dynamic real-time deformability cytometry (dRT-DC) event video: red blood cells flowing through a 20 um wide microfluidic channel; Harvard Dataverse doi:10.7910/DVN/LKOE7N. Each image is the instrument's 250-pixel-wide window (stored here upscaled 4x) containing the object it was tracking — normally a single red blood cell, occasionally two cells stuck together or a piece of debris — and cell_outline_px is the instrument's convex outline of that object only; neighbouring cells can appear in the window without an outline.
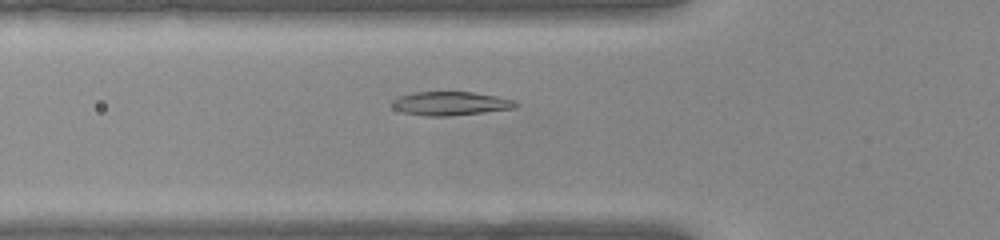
{"species": "common noctule bat (a hibernating species)", "species_latin": "Nyctalus noctula", "temperature_condition": "warm", "stored_images_in_passage": 47, "camera_frame_rate_fps": 3000, "um_per_image_px": 0.085, "animal": {"sex": "female", "body_mass_g": 22.0, "forearm_length_mm": 56.7}, "frame": {"image": 1, "passage_image": 13, "time_ms": 4.0, "image_size_px": [1000, 240], "cell_outline_px": [[520, 104], [516, 108], [484, 112], [448, 116], [424, 116], [404, 112], [392, 108], [392, 100], [396, 96], [412, 92], [472, 92], [496, 96], [516, 100]], "centroid_in_image_um": [38.29, 8.79], "position_along_channel_um": 87.5, "area_um2": 17.28}}
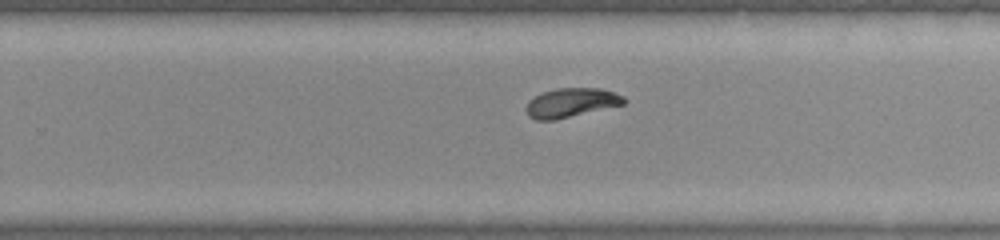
{"frame": {"image": 2, "passage_image": 28, "time_ms": 9.0, "image_size_px": [1000, 240], "cell_outline_px": [[628, 100], [624, 104], [556, 120], [536, 120], [528, 116], [524, 108], [528, 100], [544, 92], [556, 88], [600, 88], [624, 96]], "centroid_in_image_um": [48.53, 8.74], "position_along_channel_um": 281.3, "area_um2": 16.7}}
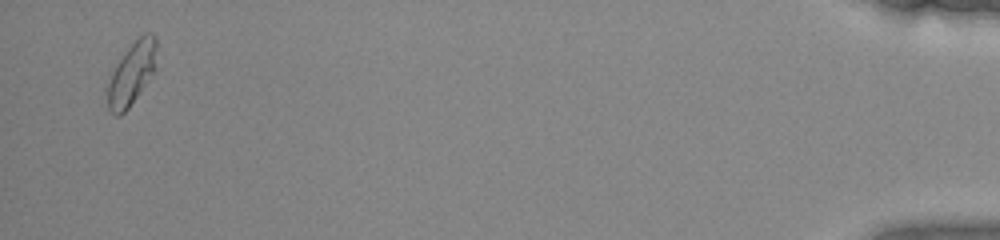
{"frame": {"image": 3, "passage_image": 46, "time_ms": 15.0, "image_size_px": [1000, 240], "cell_outline_px": [[156, 68], [128, 108], [120, 116], [116, 116], [108, 108], [104, 88], [116, 64], [128, 48], [144, 32], [152, 32], [156, 36]], "centroid_in_image_um": [11.16, 6.25], "position_along_channel_um": 424.0, "area_um2": 18.03}, "authors_computed_cell_mechanics": {"area_um2": 17.2822, "velocity_mm_per_s": 3.8841, "shape_relaxation_time_tau1_ms": 2.1898, "shape_relaxation_time_tau2_ms": 1.1353, "deformation_change_tau1": 0.1465, "deformation_change_tau2": 0.0315}}